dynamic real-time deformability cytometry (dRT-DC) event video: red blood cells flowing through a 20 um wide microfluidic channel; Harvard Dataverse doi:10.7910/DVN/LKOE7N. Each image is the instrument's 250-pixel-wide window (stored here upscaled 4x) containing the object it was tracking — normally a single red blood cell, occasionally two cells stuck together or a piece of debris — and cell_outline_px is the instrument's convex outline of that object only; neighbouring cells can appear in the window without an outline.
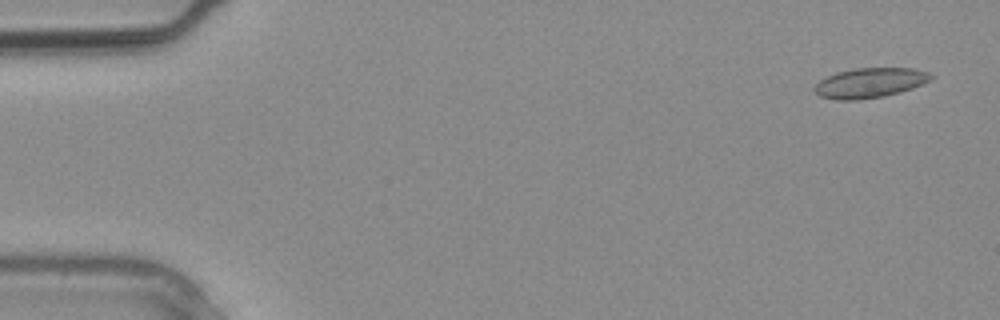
{"species": "common noctule bat (a hibernating species)", "species_latin": "Nyctalus noctula", "temperature_condition": "warm", "stored_images_in_passage": 3, "camera_frame_rate_fps": 3000, "um_per_image_px": 0.085, "animal": {"sex": "male", "body_mass_g": 20.4}, "frame": {"image": 1, "passage_image": 1, "time_ms": 0.0, "image_size_px": [1000, 320], "cell_outline_px": [[932, 80], [912, 88], [900, 92], [884, 96], [860, 100], [836, 100], [820, 96], [812, 88], [820, 80], [836, 72], [856, 68], [916, 68], [928, 72], [932, 76]], "centroid_in_image_um": [73.94, 7.04], "position_along_channel_um": 11.1, "area_um2": 20.35}}
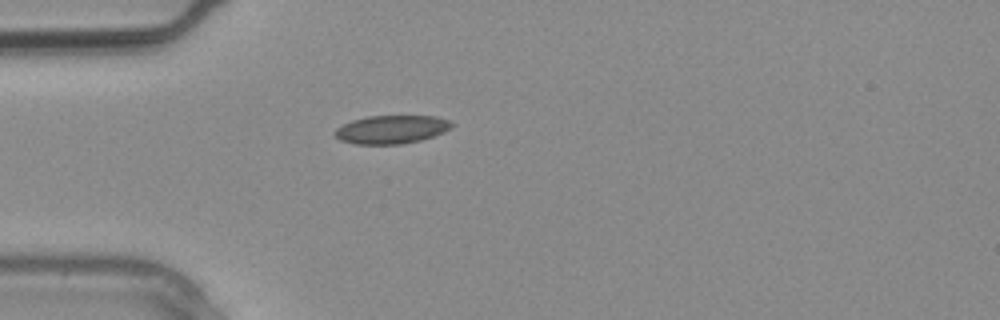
{"frame": {"image": 2, "passage_image": 3, "time_ms": 0.667, "image_size_px": [1000, 320], "cell_outline_px": [[452, 128], [444, 132], [420, 140], [400, 144], [356, 144], [340, 140], [332, 132], [336, 128], [352, 120], [368, 116], [436, 116], [448, 120], [452, 124]], "centroid_in_image_um": [33.25, 11.0], "position_along_channel_um": 51.7, "area_um2": 19.19}}